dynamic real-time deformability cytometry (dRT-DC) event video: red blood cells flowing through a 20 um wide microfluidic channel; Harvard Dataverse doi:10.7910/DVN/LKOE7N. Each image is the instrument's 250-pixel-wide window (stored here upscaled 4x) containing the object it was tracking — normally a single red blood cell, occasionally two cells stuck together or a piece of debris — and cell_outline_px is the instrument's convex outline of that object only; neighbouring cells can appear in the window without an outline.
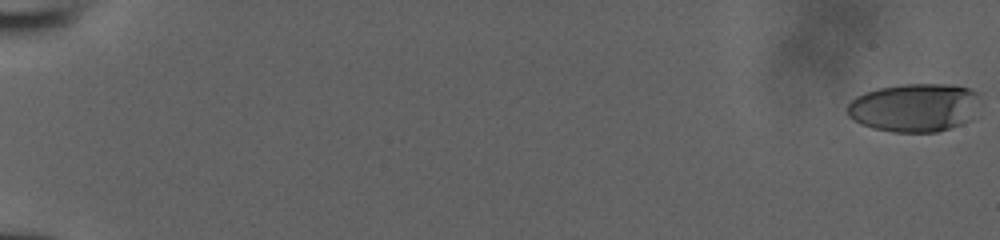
{"species": "human", "species_latin": "Homo sapiens", "temperature_condition": "room temperature", "stored_images_in_passage": 54, "camera_frame_rate_fps": 3000, "um_per_image_px": 0.085, "donor": {"sex": "male"}, "frame": {"image": 1, "passage_image": 1, "time_ms": 0.0, "image_size_px": [1000, 240], "cell_outline_px": [[976, 96], [972, 120], [936, 132], [892, 132], [872, 128], [860, 124], [848, 116], [848, 104], [856, 96], [880, 88], [904, 84], [952, 84], [968, 88], [976, 92]], "centroid_in_image_um": [77.69, 9.15], "position_along_channel_um": 7.3, "area_um2": 37.05}}
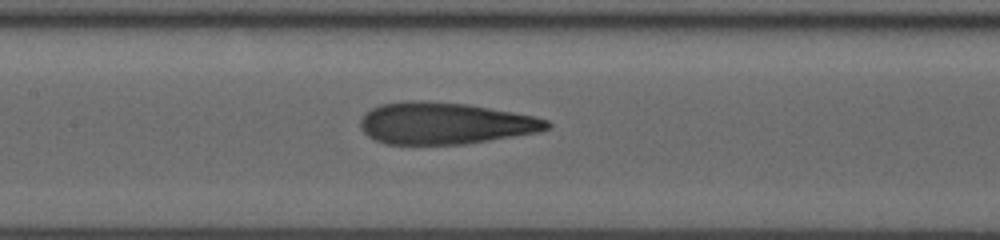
{"frame": {"image": 2, "passage_image": 29, "time_ms": 9.333, "image_size_px": [1000, 240], "cell_outline_px": [[552, 128], [536, 132], [464, 144], [384, 144], [368, 136], [360, 128], [360, 120], [364, 112], [380, 104], [404, 100], [420, 100], [468, 104], [512, 112], [532, 116], [548, 120], [552, 124]], "centroid_in_image_um": [37.76, 10.47], "position_along_channel_um": 169.6, "area_um2": 45.43}}
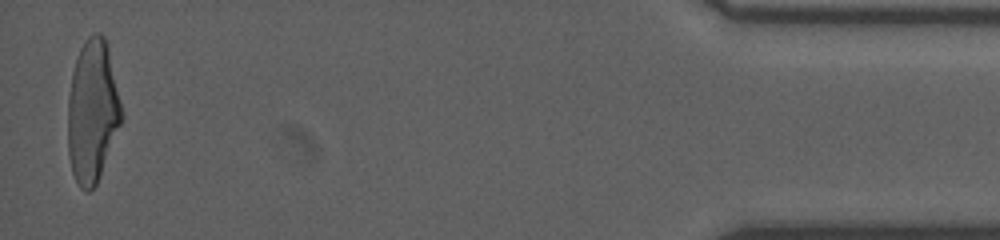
{"frame": {"image": 3, "passage_image": 53, "time_ms": 17.333, "image_size_px": [1000, 240], "cell_outline_px": [[124, 120], [100, 176], [96, 184], [88, 192], [84, 192], [80, 188], [72, 172], [68, 156], [68, 96], [72, 72], [80, 48], [88, 36], [96, 32], [100, 32], [104, 36], [124, 116]], "centroid_in_image_um": [7.86, 9.52], "position_along_channel_um": 427.3, "area_um2": 44.74}}